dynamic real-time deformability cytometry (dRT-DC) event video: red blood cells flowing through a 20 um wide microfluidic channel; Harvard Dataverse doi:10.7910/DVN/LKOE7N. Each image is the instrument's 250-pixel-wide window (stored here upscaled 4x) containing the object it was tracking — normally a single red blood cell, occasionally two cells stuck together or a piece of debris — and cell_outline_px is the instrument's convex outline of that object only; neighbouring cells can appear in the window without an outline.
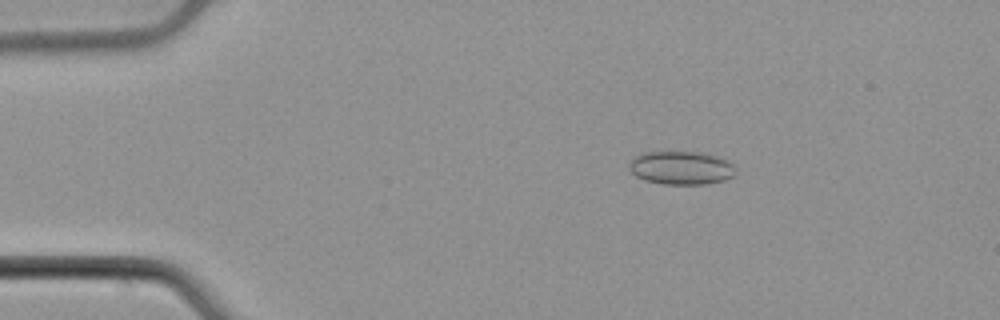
{"species": "common noctule bat (a hibernating species)", "species_latin": "Nyctalus noctula", "temperature_condition": "cold", "stored_images_in_passage": 5, "camera_frame_rate_fps": 3000, "um_per_image_px": 0.085, "animal": {"sex": "male", "body_mass_g": 21.5, "forearm_length_mm": 52.0}, "frame": {"image": 1, "passage_image": 3, "time_ms": 0.667, "image_size_px": [1000, 320], "cell_outline_px": [[736, 172], [732, 176], [724, 180], [704, 184], [664, 184], [644, 180], [636, 176], [628, 168], [628, 164], [640, 152], [700, 152], [716, 156], [728, 160], [736, 168]], "centroid_in_image_um": [57.89, 14.26], "position_along_channel_um": 27.1, "area_um2": 20.75}}
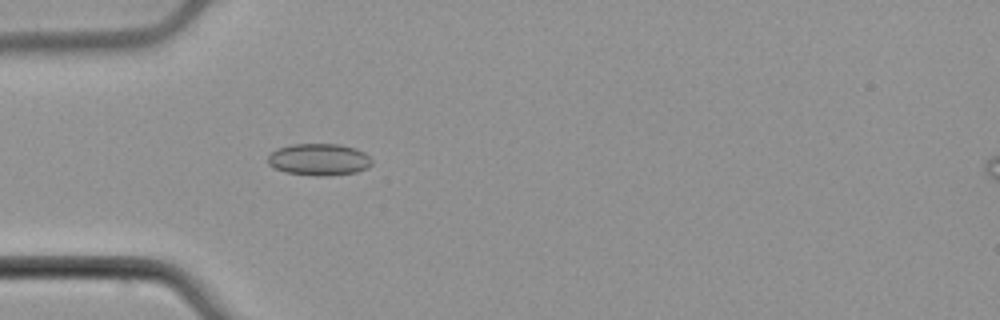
{"frame": {"image": 2, "passage_image": 5, "time_ms": 1.333, "image_size_px": [1000, 320], "cell_outline_px": [[372, 164], [368, 168], [356, 172], [324, 176], [288, 172], [272, 168], [268, 164], [268, 156], [276, 148], [292, 144], [340, 144], [356, 148], [364, 152], [372, 160]], "centroid_in_image_um": [27.12, 13.54], "position_along_channel_um": 57.9, "area_um2": 19.31}}